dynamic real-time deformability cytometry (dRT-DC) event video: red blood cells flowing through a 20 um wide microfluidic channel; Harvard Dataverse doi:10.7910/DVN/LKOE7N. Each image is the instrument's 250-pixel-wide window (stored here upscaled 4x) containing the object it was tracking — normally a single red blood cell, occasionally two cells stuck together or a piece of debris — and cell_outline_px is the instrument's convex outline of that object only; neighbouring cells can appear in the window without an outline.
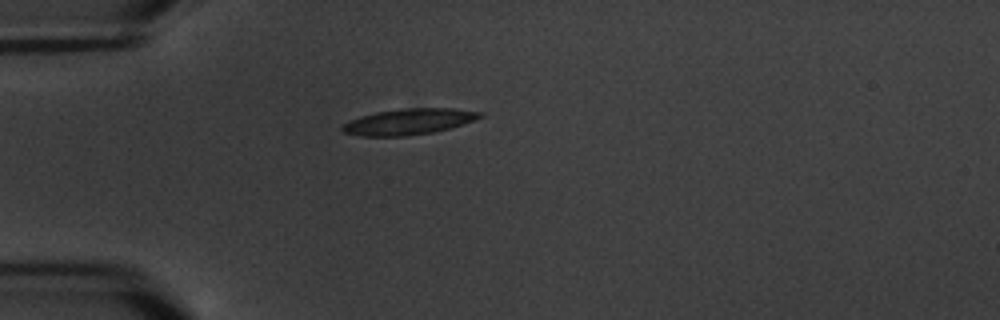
{"species": "common noctule bat (a hibernating species)", "species_latin": "Nyctalus noctula", "temperature_condition": "warm", "stored_images_in_passage": 1, "camera_frame_rate_fps": 3000, "um_per_image_px": 0.085, "animal": {"sex": "male", "body_mass_g": 20.1, "forearm_length_mm": 53.5}, "frame": {"image": 1, "passage_image": 1, "time_ms": 0.0, "image_size_px": [1000, 320], "cell_outline_px": [[484, 116], [436, 132], [404, 136], [360, 136], [344, 132], [340, 128], [344, 124], [360, 116], [376, 112], [408, 108], [452, 108], [484, 112]], "centroid_in_image_um": [34.75, 10.34], "position_along_channel_um": 50.3, "area_um2": 20.58}}